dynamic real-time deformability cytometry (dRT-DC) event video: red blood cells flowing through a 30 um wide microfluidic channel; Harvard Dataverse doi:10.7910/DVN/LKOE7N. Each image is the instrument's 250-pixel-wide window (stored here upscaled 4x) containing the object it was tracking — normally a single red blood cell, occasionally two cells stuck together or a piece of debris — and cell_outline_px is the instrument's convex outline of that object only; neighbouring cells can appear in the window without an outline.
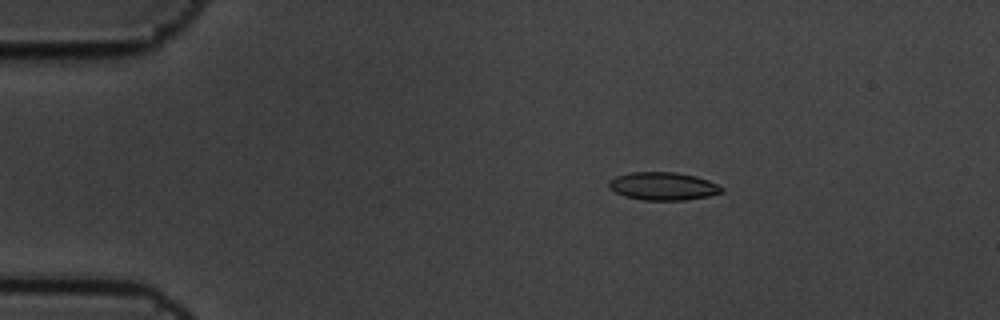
{"species": "common noctule bat (a hibernating species)", "species_latin": "Nyctalus noctula", "temperature_condition": "cold", "stored_images_in_passage": 5, "camera_frame_rate_fps": 3000, "um_per_image_px": 0.085, "animal": {"sex": "male", "body_mass_g": 19.5, "forearm_length_mm": 54.6}, "frame": {"image": 1, "passage_image": 3, "time_ms": 0.667, "image_size_px": [1000, 320], "cell_outline_px": [[724, 192], [708, 196], [684, 200], [644, 200], [624, 196], [608, 188], [608, 180], [616, 176], [628, 172], [676, 172], [696, 176], [708, 180], [724, 188]], "centroid_in_image_um": [56.34, 15.82], "position_along_channel_um": 28.7, "area_um2": 18.5}}